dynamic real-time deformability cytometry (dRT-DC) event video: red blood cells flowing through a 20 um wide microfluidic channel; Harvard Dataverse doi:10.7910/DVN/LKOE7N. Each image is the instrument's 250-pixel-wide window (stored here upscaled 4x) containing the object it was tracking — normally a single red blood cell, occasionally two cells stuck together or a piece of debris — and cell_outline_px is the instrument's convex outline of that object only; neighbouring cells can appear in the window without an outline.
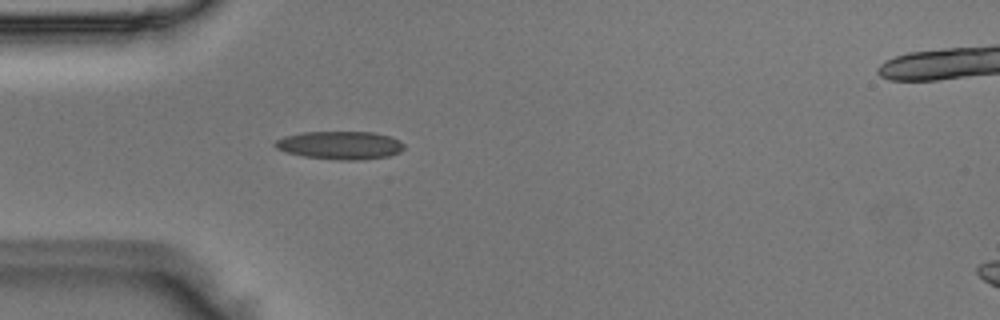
{"species": "Egyptian fruit bat (a non-hibernating species)", "species_latin": "Rousettus aegyptiacus", "temperature_condition": "room temperature", "stored_images_in_passage": 2, "camera_frame_rate_fps": 3000, "um_per_image_px": 0.085, "animal": {"sex": "male"}, "frame": {"image": 1, "passage_image": 2, "time_ms": 0.333, "image_size_px": [1000, 320], "cell_outline_px": [[404, 148], [400, 152], [388, 156], [356, 160], [340, 160], [304, 156], [288, 152], [276, 148], [272, 144], [276, 140], [284, 136], [304, 132], [372, 132], [388, 136], [400, 140], [404, 144]], "centroid_in_image_um": [28.91, 12.34], "position_along_channel_um": 56.1, "area_um2": 20.98}}